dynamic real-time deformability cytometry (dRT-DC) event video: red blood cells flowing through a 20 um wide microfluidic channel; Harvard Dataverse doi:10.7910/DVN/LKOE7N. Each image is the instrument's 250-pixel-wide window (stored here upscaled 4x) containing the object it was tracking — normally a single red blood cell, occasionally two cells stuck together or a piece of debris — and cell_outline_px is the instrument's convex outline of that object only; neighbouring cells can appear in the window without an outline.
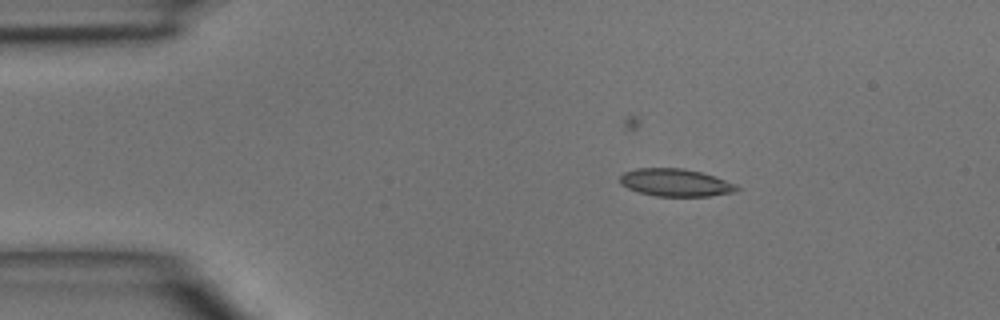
{"species": "common noctule bat (a hibernating species)", "species_latin": "Nyctalus noctula", "temperature_condition": "room temperature", "stored_images_in_passage": 5, "camera_frame_rate_fps": 3000, "um_per_image_px": 0.085, "animal": {"sex": "male", "body_mass_g": 15.6}, "frame": {"image": 1, "passage_image": 3, "time_ms": 3.0, "image_size_px": [1000, 320], "cell_outline_px": [[740, 188], [736, 192], [708, 196], [656, 196], [640, 192], [628, 188], [620, 184], [620, 176], [624, 172], [636, 168], [684, 168], [700, 172], [736, 184]], "centroid_in_image_um": [57.4, 15.52], "position_along_channel_um": 27.6, "area_um2": 18.67}}
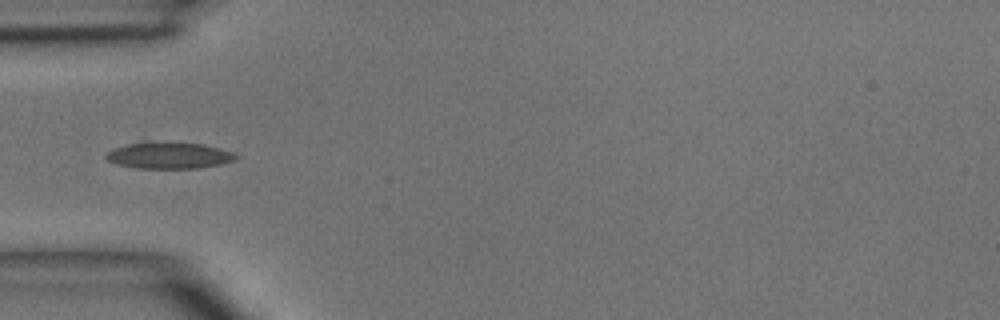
{"frame": {"image": 2, "passage_image": 5, "time_ms": 5.333, "image_size_px": [1000, 320], "cell_outline_px": [[240, 156], [236, 160], [220, 164], [200, 168], [136, 168], [120, 164], [108, 160], [104, 156], [112, 148], [144, 140], [152, 140], [204, 144], [220, 148], [232, 152]], "centroid_in_image_um": [14.38, 13.18], "position_along_channel_um": 70.6, "area_um2": 20.46}}